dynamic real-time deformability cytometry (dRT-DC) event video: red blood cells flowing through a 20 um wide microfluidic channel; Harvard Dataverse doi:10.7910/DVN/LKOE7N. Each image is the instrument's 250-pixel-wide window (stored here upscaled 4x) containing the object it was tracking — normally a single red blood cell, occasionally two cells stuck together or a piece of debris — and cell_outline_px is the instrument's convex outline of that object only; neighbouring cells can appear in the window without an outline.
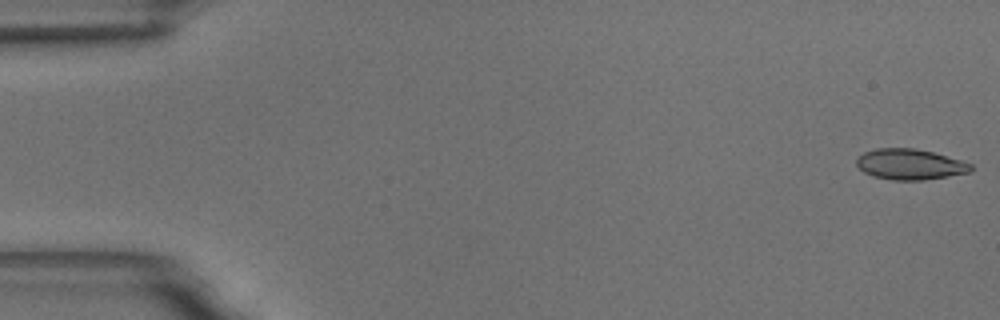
{"species": "common noctule bat (a hibernating species)", "species_latin": "Nyctalus noctula", "temperature_condition": "room temperature", "stored_images_in_passage": 8, "camera_frame_rate_fps": 3000, "um_per_image_px": 0.085, "animal": {"sex": "male", "body_mass_g": 18.8}, "frame": {"image": 1, "passage_image": 1, "time_ms": 0.0, "image_size_px": [1000, 320], "cell_outline_px": [[972, 168], [968, 172], [924, 180], [892, 180], [872, 176], [864, 172], [856, 164], [856, 160], [864, 152], [876, 148], [916, 148], [932, 152], [960, 160], [972, 164]], "centroid_in_image_um": [77.31, 13.96], "position_along_channel_um": 7.7, "area_um2": 20.23}}